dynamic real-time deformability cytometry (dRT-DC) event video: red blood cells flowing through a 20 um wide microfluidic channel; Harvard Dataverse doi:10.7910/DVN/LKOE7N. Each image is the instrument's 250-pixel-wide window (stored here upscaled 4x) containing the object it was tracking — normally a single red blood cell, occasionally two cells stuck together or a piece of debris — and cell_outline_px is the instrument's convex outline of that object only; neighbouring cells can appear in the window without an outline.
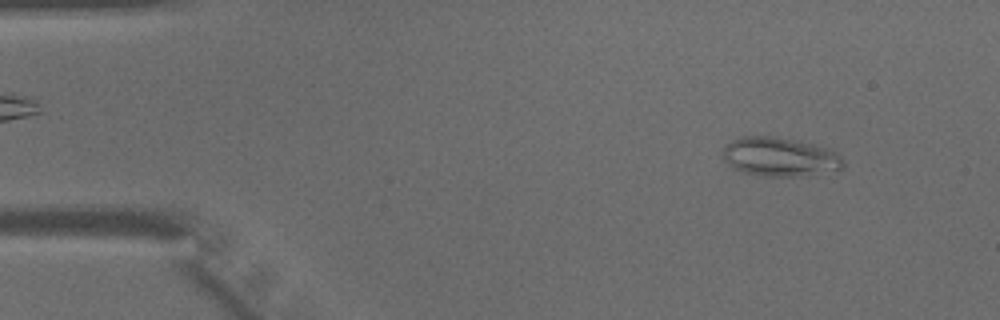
{"species": "common noctule bat (a hibernating species)", "species_latin": "Nyctalus noctula", "temperature_condition": "warm", "stored_images_in_passage": 44, "camera_frame_rate_fps": 3000, "um_per_image_px": 0.085, "animal": {"sex": "male", "body_mass_g": 15.6}, "frame": {"image": 1, "passage_image": 4, "time_ms": 1.0, "image_size_px": [1000, 320], "cell_outline_px": [[844, 168], [836, 172], [792, 176], [764, 176], [748, 172], [736, 168], [728, 164], [724, 156], [724, 148], [732, 140], [740, 136], [772, 136], [832, 148], [844, 160]], "centroid_in_image_um": [66.38, 13.33], "position_along_channel_um": 18.6, "area_um2": 27.17}}
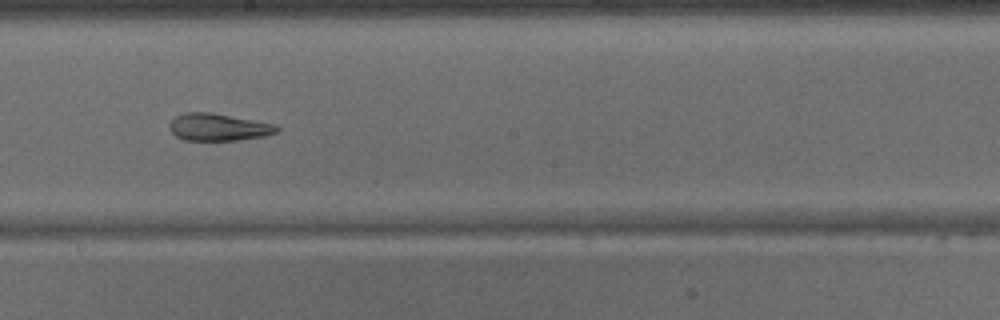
{"frame": {"image": 2, "passage_image": 24, "time_ms": 7.667, "image_size_px": [1000, 320], "cell_outline_px": [[280, 132], [264, 136], [236, 140], [184, 140], [176, 136], [168, 128], [168, 124], [176, 116], [184, 112], [212, 112], [276, 124], [280, 128]], "centroid_in_image_um": [18.58, 10.8], "position_along_channel_um": 229.6, "area_um2": 17.22}}
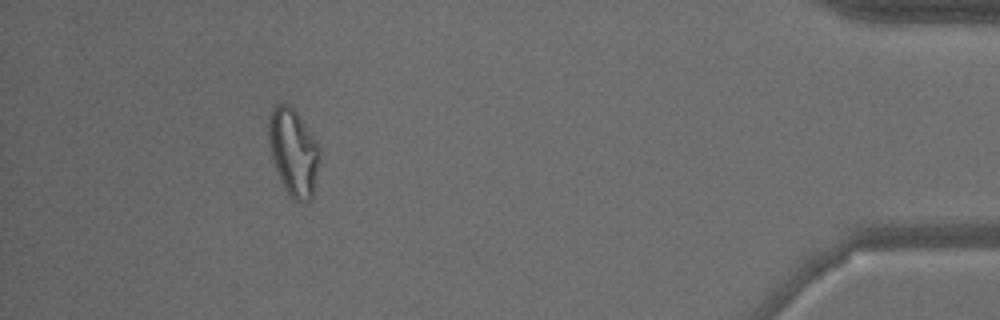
{"frame": {"image": 3, "passage_image": 40, "time_ms": 13.0, "image_size_px": [1000, 320], "cell_outline_px": [[320, 160], [312, 200], [308, 204], [304, 204], [296, 200], [284, 188], [276, 172], [272, 156], [268, 136], [268, 112], [276, 104], [288, 104], [296, 112], [316, 140], [320, 148]], "centroid_in_image_um": [24.95, 12.96], "position_along_channel_um": 410.3, "area_um2": 26.13}}